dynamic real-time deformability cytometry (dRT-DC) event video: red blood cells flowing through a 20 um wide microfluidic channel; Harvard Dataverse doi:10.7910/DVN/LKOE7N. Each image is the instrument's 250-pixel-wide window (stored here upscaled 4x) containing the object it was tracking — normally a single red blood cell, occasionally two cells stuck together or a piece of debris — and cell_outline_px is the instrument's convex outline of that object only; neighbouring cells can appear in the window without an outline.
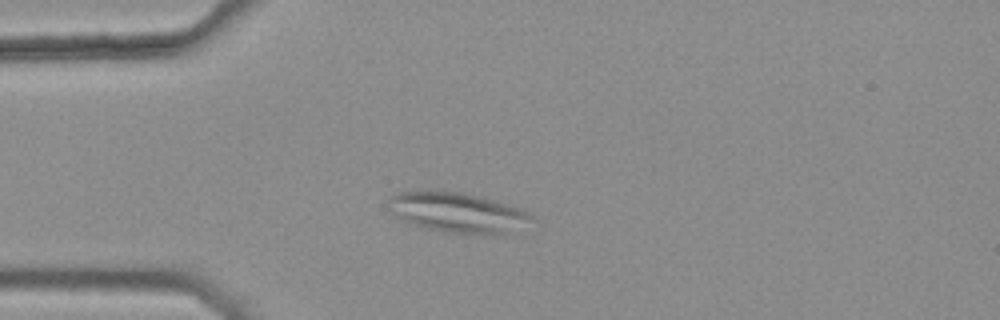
{"species": "common noctule bat (a hibernating species)", "species_latin": "Nyctalus noctula", "temperature_condition": "warm", "stored_images_in_passage": 39, "camera_frame_rate_fps": 3000, "um_per_image_px": 0.085, "animal": {"sex": "female", "body_mass_g": 25.1}, "frame": {"image": 1, "passage_image": 8, "time_ms": 2.333, "image_size_px": [1000, 320], "cell_outline_px": [[536, 220], [508, 232], [444, 232], [412, 224], [400, 220], [388, 208], [388, 200], [392, 196], [400, 192], [460, 192], [524, 208], [536, 216]], "centroid_in_image_um": [38.92, 18.05], "position_along_channel_um": 46.1, "area_um2": 32.48}}
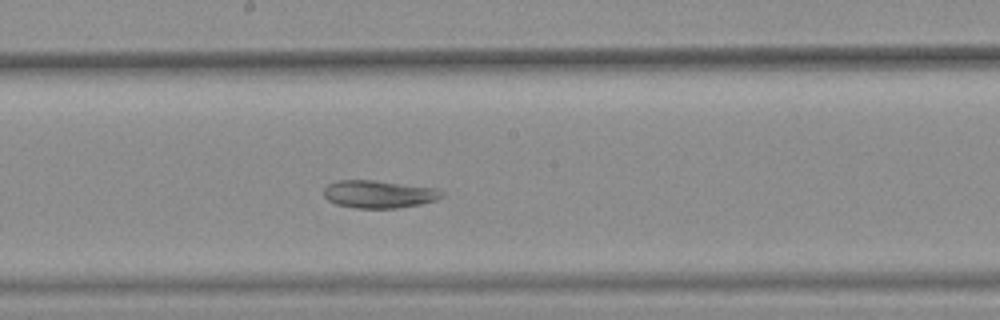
{"frame": {"image": 2, "passage_image": 23, "time_ms": 7.333, "image_size_px": [1000, 320], "cell_outline_px": [[444, 196], [436, 200], [420, 204], [400, 208], [352, 208], [336, 204], [328, 200], [324, 196], [324, 188], [328, 184], [336, 180], [372, 180], [440, 188], [444, 192]], "centroid_in_image_um": [32.23, 16.5], "position_along_channel_um": 216.0, "area_um2": 19.31}}
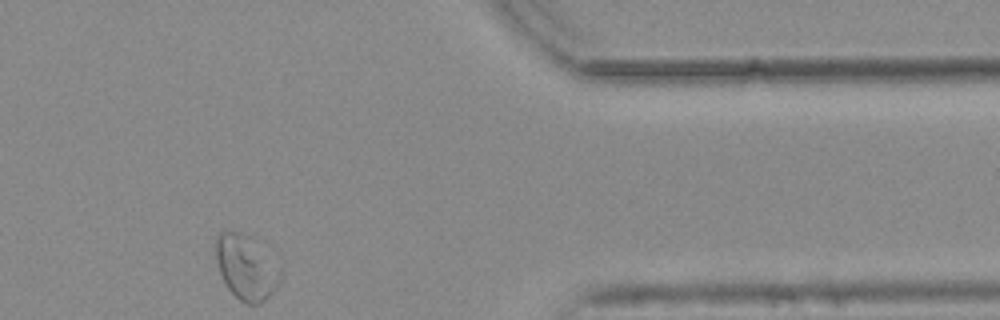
{"frame": {"image": 3, "passage_image": 39, "time_ms": 12.667, "image_size_px": [1000, 320], "cell_outline_px": [[280, 280], [276, 288], [260, 304], [248, 304], [240, 300], [228, 288], [220, 272], [216, 260], [216, 236], [220, 232], [236, 232], [252, 236], [280, 268]], "centroid_in_image_um": [20.93, 22.72], "position_along_channel_um": 390.5, "area_um2": 23.99}}